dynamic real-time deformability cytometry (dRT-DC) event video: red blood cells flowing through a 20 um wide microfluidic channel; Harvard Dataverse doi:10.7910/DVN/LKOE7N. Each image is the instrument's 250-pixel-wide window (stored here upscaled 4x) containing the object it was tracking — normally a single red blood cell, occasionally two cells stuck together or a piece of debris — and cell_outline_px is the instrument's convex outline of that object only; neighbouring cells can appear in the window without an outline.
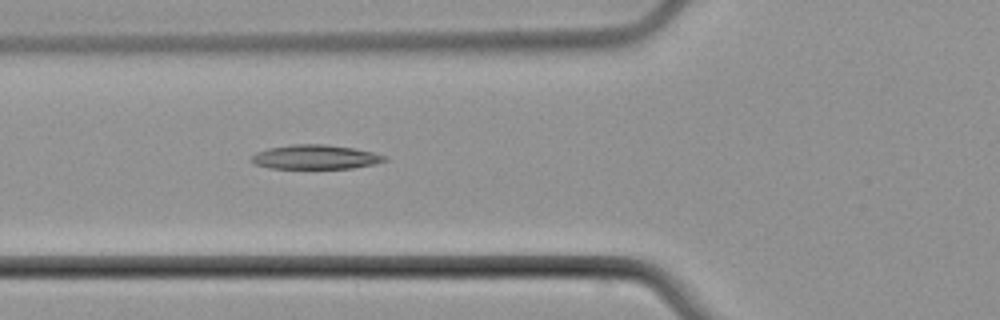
{"species": "common noctule bat (a hibernating species)", "species_latin": "Nyctalus noctula", "temperature_condition": "cold", "stored_images_in_passage": 6, "camera_frame_rate_fps": 3000, "um_per_image_px": 0.085, "animal": {"sex": "male", "body_mass_g": 21.5, "forearm_length_mm": 52.0}, "frame": {"image": 1, "passage_image": 6, "time_ms": 6.0, "image_size_px": [1000, 320], "cell_outline_px": [[388, 160], [372, 164], [352, 168], [272, 168], [256, 164], [252, 160], [252, 156], [256, 152], [268, 148], [292, 144], [328, 144], [352, 148], [372, 152], [388, 156]], "centroid_in_image_um": [26.83, 13.34], "position_along_channel_um": 99.0, "area_um2": 18.67}}